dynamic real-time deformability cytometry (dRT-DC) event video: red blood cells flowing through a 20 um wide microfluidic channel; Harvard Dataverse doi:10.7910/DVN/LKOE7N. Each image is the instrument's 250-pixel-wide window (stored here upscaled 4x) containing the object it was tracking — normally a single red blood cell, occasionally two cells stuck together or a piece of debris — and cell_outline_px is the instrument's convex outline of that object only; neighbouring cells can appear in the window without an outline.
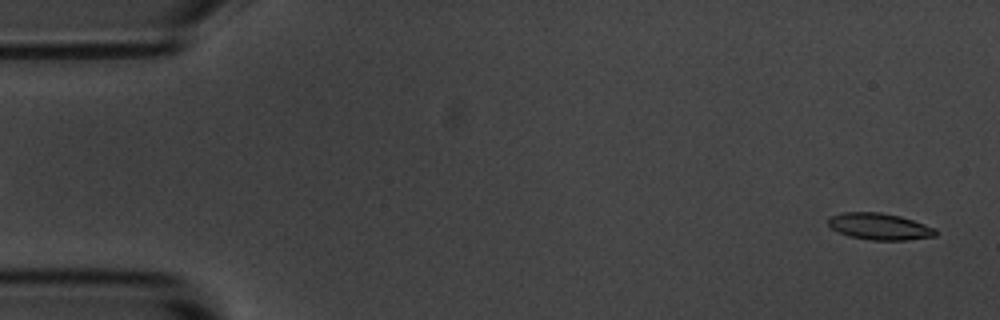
{"species": "common noctule bat (a hibernating species)", "species_latin": "Nyctalus noctula", "temperature_condition": "room temperature", "stored_images_in_passage": 54, "camera_frame_rate_fps": 3000, "um_per_image_px": 0.085, "animal": {"sex": "male", "body_mass_g": 20.1, "forearm_length_mm": 53.5}, "frame": {"image": 1, "passage_image": 2, "time_ms": 0.333, "image_size_px": [1000, 320], "cell_outline_px": [[936, 236], [904, 240], [872, 240], [848, 236], [832, 228], [828, 224], [828, 220], [832, 216], [844, 212], [880, 212], [900, 216], [936, 228]], "centroid_in_image_um": [74.77, 19.25], "position_along_channel_um": 10.2, "area_um2": 16.47}}
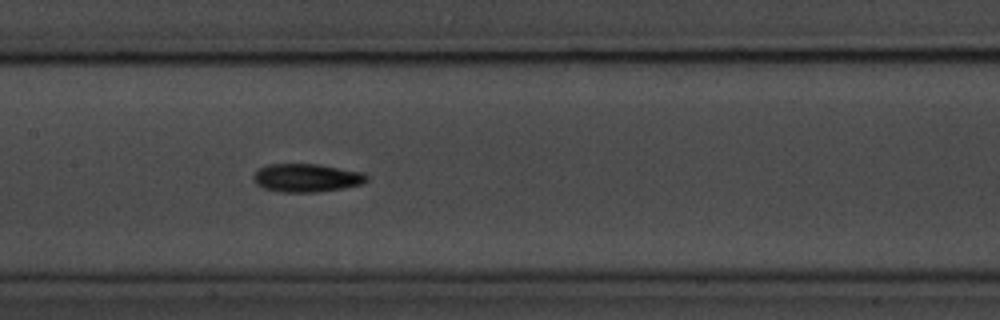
{"frame": {"image": 2, "passage_image": 26, "time_ms": 8.333, "image_size_px": [1000, 320], "cell_outline_px": [[368, 180], [360, 184], [344, 188], [316, 192], [284, 192], [264, 188], [256, 184], [252, 180], [252, 176], [260, 168], [268, 164], [316, 164], [364, 172], [368, 176]], "centroid_in_image_um": [26.06, 15.11], "position_along_channel_um": 181.3, "area_um2": 18.61}}
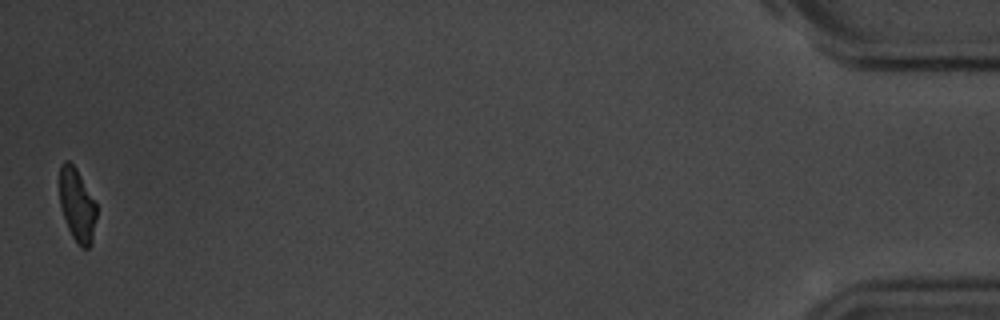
{"frame": {"image": 3, "passage_image": 54, "time_ms": 17.667, "image_size_px": [1000, 320], "cell_outline_px": [[96, 216], [92, 240], [88, 248], [80, 248], [72, 236], [68, 228], [60, 204], [60, 164], [64, 160], [68, 160], [76, 168], [96, 204]], "centroid_in_image_um": [6.54, 17.43], "position_along_channel_um": 428.7, "area_um2": 15.49}, "authors_computed_cell_mechanics": {"area_um2": 17.1377, "velocity_mm_per_s": 3.6587, "shape_relaxation_time_tau1_ms": 3.6365, "shape_relaxation_time_tau2_ms": 3.6957, "deformation_change_tau1": 0.1305, "deformation_change_tau2": 0.0934}}